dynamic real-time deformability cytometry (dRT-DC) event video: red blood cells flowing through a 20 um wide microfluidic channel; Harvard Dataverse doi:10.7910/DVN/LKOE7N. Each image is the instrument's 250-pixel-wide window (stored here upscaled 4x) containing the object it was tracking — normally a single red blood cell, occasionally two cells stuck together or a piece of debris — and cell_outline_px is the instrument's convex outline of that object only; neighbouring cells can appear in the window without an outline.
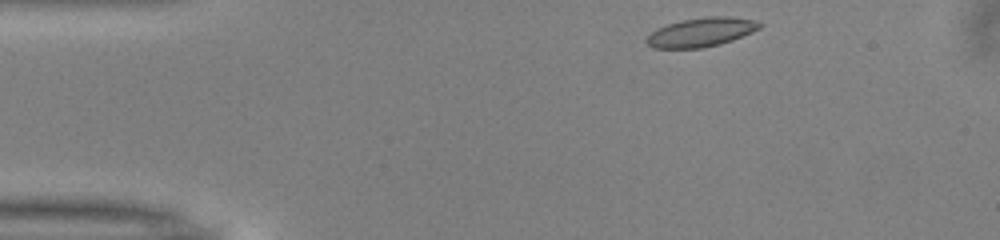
{"species": "common noctule bat (a hibernating species)", "species_latin": "Nyctalus noctula", "temperature_condition": "warm", "stored_images_in_passage": 33, "camera_frame_rate_fps": 3000, "um_per_image_px": 0.085, "animal": {"sex": "male", "body_mass_g": 13.0, "forearm_length_mm": 53.1}, "frame": {"image": 1, "passage_image": 1, "time_ms": 0.0, "image_size_px": [1000, 240], "cell_outline_px": [[764, 24], [760, 28], [752, 32], [732, 40], [720, 44], [704, 48], [652, 48], [644, 40], [656, 28], [680, 20], [704, 16], [728, 16], [752, 20]], "centroid_in_image_um": [59.58, 2.73], "position_along_channel_um": 25.4, "area_um2": 19.19}}
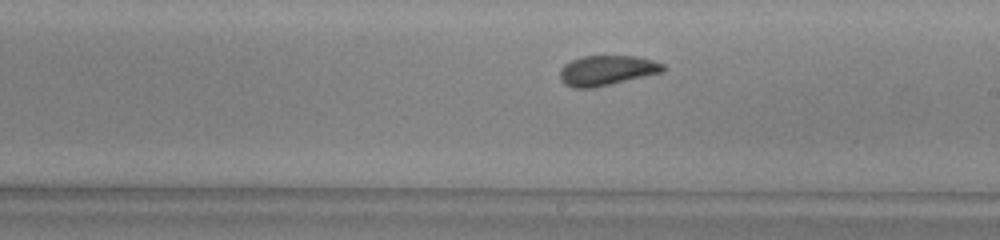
{"frame": {"image": 2, "passage_image": 22, "time_ms": 7.0, "image_size_px": [1000, 240], "cell_outline_px": [[668, 68], [664, 72], [612, 84], [592, 88], [572, 88], [564, 84], [560, 80], [560, 68], [564, 64], [580, 56], [636, 56], [652, 60], [664, 64]], "centroid_in_image_um": [51.59, 5.99], "position_along_channel_um": 237.4, "area_um2": 18.32}}
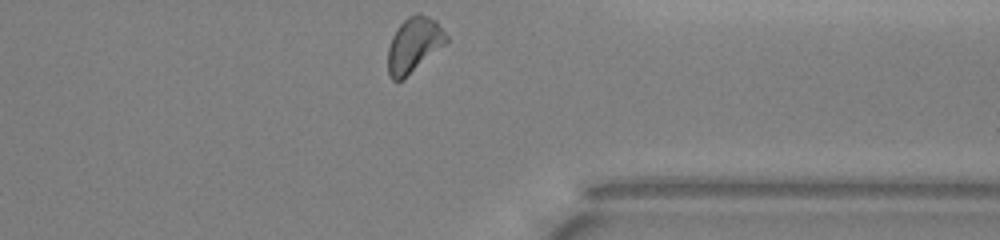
{"frame": {"image": 3, "passage_image": 33, "time_ms": 10.667, "image_size_px": [1000, 240], "cell_outline_px": [[448, 40], [444, 44], [404, 80], [392, 80], [388, 72], [388, 48], [392, 36], [396, 28], [408, 16], [416, 12], [420, 12], [436, 20], [448, 36]], "centroid_in_image_um": [35.17, 3.79], "position_along_channel_um": 376.2, "area_um2": 18.79}, "authors_computed_cell_mechanics": {"area_um2": 18.496, "velocity_mm_per_s": 3.9688, "shape_relaxation_time_tau1_ms": 5.7055, "shape_relaxation_time_tau2_ms": 1.4571, "deformation_change_tau1": 0.1411, "deformation_change_tau2": 0.058}}